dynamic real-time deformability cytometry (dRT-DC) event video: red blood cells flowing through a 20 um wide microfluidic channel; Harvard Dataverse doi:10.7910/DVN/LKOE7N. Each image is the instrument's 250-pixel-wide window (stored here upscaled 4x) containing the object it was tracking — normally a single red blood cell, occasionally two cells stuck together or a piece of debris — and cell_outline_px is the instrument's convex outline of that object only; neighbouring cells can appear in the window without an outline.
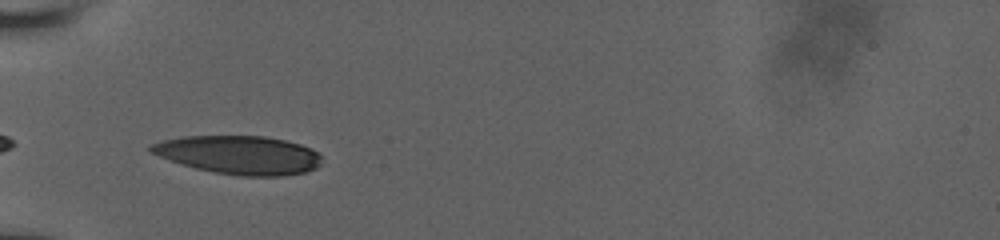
{"species": "human", "species_latin": "Homo sapiens", "temperature_condition": "room temperature", "stored_images_in_passage": 29, "camera_frame_rate_fps": 3000, "um_per_image_px": 0.085, "donor": {"sex": "male"}, "frame": {"image": 1, "passage_image": 1, "time_ms": 0.0, "image_size_px": [1000, 240], "cell_outline_px": [[320, 164], [316, 168], [304, 172], [280, 176], [240, 176], [216, 172], [196, 168], [148, 152], [148, 148], [152, 144], [160, 140], [184, 136], [264, 136], [284, 140], [300, 144], [312, 148], [320, 156]], "centroid_in_image_um": [20.32, 13.16], "position_along_channel_um": 64.7, "area_um2": 38.03}}
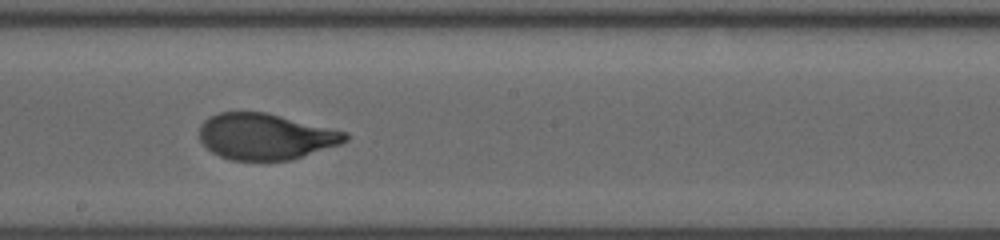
{"frame": {"image": 2, "passage_image": 14, "time_ms": 4.333, "image_size_px": [1000, 240], "cell_outline_px": [[348, 140], [340, 144], [292, 160], [232, 160], [220, 156], [212, 152], [200, 140], [200, 124], [208, 116], [220, 112], [264, 112], [348, 132]], "centroid_in_image_um": [22.56, 11.6], "position_along_channel_um": 225.6, "area_um2": 39.07}}
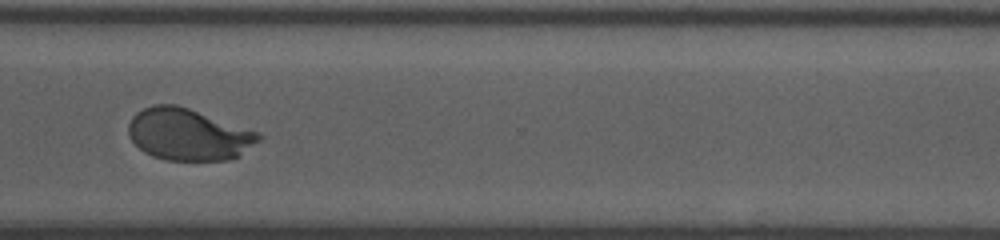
{"frame": {"image": 3, "passage_image": 24, "time_ms": 7.667, "image_size_px": [1000, 240], "cell_outline_px": [[264, 136], [260, 140], [240, 156], [228, 160], [164, 160], [152, 156], [144, 152], [132, 140], [128, 132], [128, 124], [132, 116], [136, 112], [152, 104], [176, 104], [260, 132]], "centroid_in_image_um": [16.03, 11.43], "position_along_channel_um": 354.6, "area_um2": 39.48}, "authors_computed_cell_mechanics": {"area_um2": 39.4774, "velocity_mm_per_s": 3.8775, "shape_relaxation_time_tau1_ms": 4.2209, "shape_relaxation_time_tau2_ms": null, "deformation_change_tau1": 0.2265, "deformation_change_tau2": null}}